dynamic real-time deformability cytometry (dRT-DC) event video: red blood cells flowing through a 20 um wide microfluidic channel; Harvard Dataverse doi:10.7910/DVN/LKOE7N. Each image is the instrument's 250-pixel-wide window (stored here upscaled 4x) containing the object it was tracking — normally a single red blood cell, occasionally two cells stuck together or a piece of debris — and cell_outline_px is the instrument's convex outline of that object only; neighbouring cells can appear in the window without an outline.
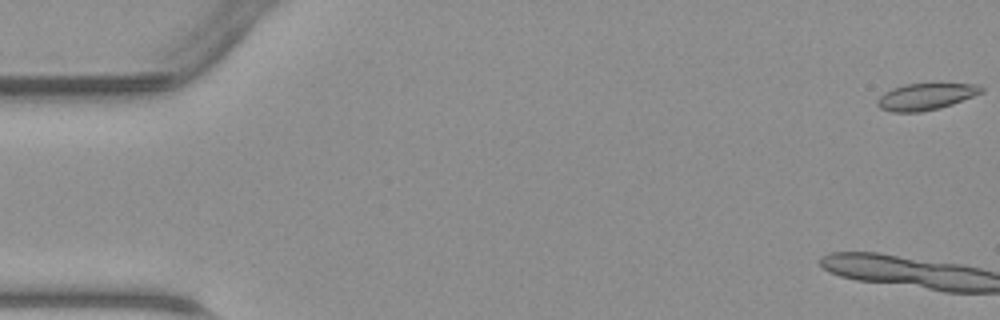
{"species": "common noctule bat (a hibernating species)", "species_latin": "Nyctalus noctula", "temperature_condition": "warm", "stored_images_in_passage": 11, "camera_frame_rate_fps": 3000, "um_per_image_px": 0.085, "animal": {"sex": "male", "body_mass_g": 23.1, "forearm_length_mm": 52.7}, "frame": {"image": 1, "passage_image": 1, "time_ms": 0.0, "image_size_px": [1000, 320], "cell_outline_px": [[984, 92], [952, 104], [940, 108], [920, 112], [892, 112], [880, 108], [876, 104], [876, 100], [884, 92], [892, 88], [904, 84], [940, 80], [976, 84], [984, 88]], "centroid_in_image_um": [78.74, 8.14], "position_along_channel_um": 6.3, "area_um2": 17.17}}